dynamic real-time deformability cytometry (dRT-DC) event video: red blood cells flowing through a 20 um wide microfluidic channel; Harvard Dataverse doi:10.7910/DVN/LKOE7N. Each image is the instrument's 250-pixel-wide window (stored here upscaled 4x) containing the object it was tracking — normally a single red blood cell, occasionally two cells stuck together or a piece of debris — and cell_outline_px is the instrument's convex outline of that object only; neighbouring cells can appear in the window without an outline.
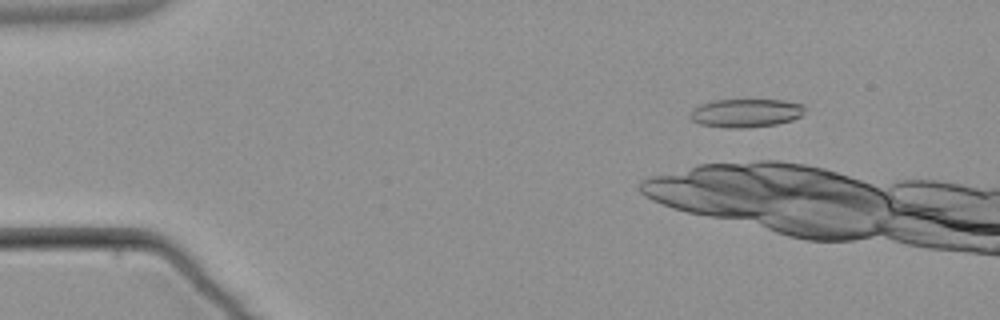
{"species": "common noctule bat (a hibernating species)", "species_latin": "Nyctalus noctula", "temperature_condition": "warm", "stored_images_in_passage": 5, "camera_frame_rate_fps": 3000, "um_per_image_px": 0.085, "animal": {"sex": "male", "body_mass_g": 21.5, "forearm_length_mm": 52.0}, "frame": {"image": 1, "passage_image": 3, "time_ms": 2.333, "image_size_px": [1000, 320], "cell_outline_px": [[804, 116], [792, 120], [776, 124], [744, 128], [728, 128], [700, 124], [692, 120], [688, 116], [688, 112], [700, 104], [716, 100], [784, 100], [804, 104]], "centroid_in_image_um": [63.4, 9.6], "position_along_channel_um": 21.6, "area_um2": 19.19}}